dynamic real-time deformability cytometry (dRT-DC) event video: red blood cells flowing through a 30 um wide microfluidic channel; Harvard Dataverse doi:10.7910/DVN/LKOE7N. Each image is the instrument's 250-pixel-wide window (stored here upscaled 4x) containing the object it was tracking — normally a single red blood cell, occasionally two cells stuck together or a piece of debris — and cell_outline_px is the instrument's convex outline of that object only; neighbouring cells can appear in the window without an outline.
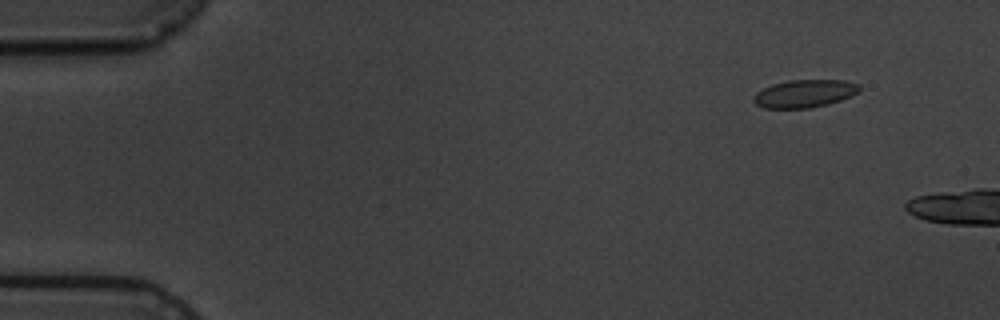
{"species": "common noctule bat (a hibernating species)", "species_latin": "Nyctalus noctula", "temperature_condition": "cold", "stored_images_in_passage": 4, "camera_frame_rate_fps": 3000, "um_per_image_px": 0.085, "animal": {"sex": "male", "body_mass_g": 19.5, "forearm_length_mm": 54.6}, "frame": {"image": 1, "passage_image": 2, "time_ms": 1.0, "image_size_px": [1000, 320], "cell_outline_px": [[860, 88], [856, 92], [840, 100], [828, 104], [812, 108], [764, 108], [756, 104], [752, 100], [752, 96], [756, 92], [772, 84], [788, 80], [844, 80], [860, 84]], "centroid_in_image_um": [68.34, 7.95], "position_along_channel_um": 16.7, "area_um2": 17.11}}